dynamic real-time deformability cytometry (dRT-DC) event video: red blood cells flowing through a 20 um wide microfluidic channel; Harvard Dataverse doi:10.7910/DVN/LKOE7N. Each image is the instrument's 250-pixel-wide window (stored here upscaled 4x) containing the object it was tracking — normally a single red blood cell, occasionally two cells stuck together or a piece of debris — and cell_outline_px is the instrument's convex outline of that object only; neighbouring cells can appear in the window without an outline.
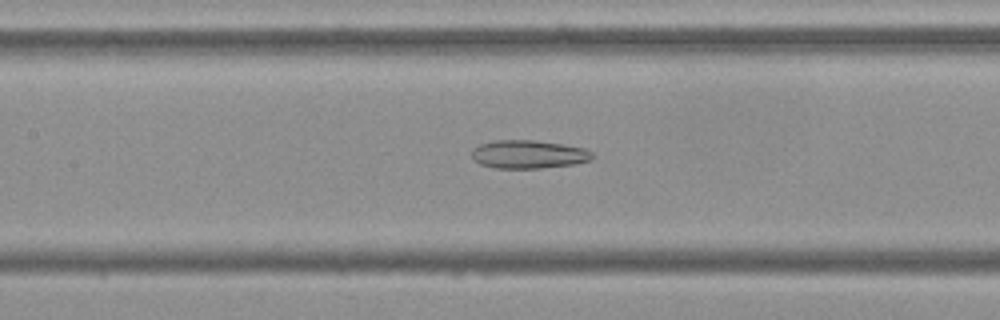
{"species": "Egyptian fruit bat (a non-hibernating species)", "species_latin": "Rousettus aegyptiacus", "temperature_condition": "cold", "stored_images_in_passage": 42, "camera_frame_rate_fps": 3000, "um_per_image_px": 0.085, "frame": {"image": 1, "passage_image": 12, "time_ms": 3.667, "image_size_px": [1000, 320], "cell_outline_px": [[596, 156], [592, 160], [576, 164], [540, 168], [496, 168], [480, 164], [472, 156], [472, 148], [480, 144], [492, 140], [536, 140], [584, 148], [592, 152]], "centroid_in_image_um": [44.95, 13.11], "position_along_channel_um": 162.5, "area_um2": 20.0}}
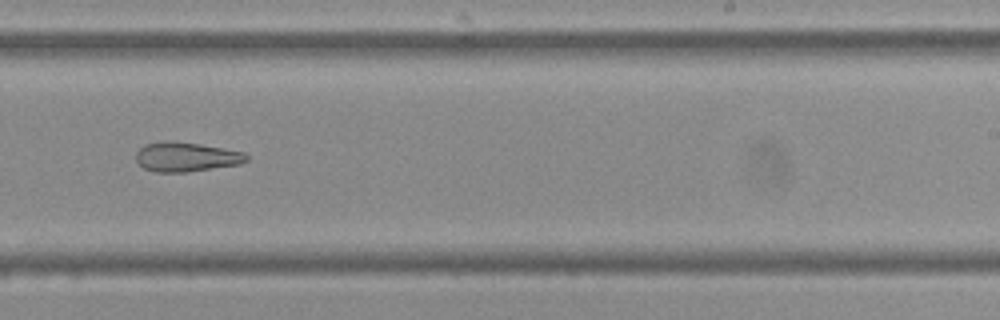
{"frame": {"image": 2, "passage_image": 21, "time_ms": 6.667, "image_size_px": [1000, 320], "cell_outline_px": [[248, 160], [240, 164], [188, 172], [156, 172], [144, 168], [136, 160], [136, 152], [144, 144], [168, 140], [172, 140], [200, 144], [244, 152], [248, 156]], "centroid_in_image_um": [15.81, 13.33], "position_along_channel_um": 273.2, "area_um2": 19.02}}
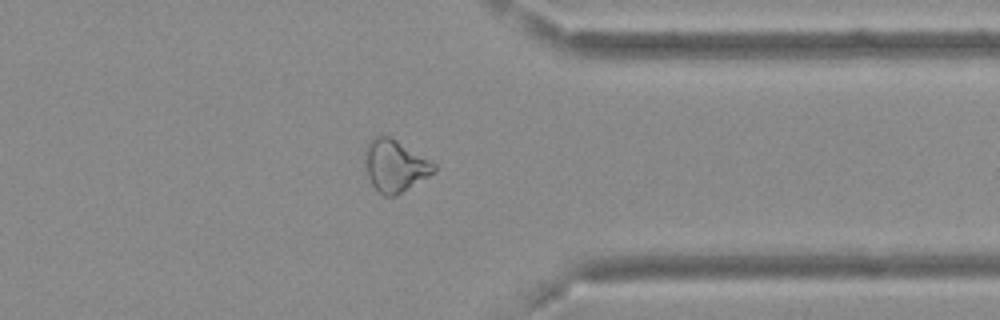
{"frame": {"image": 3, "passage_image": 30, "time_ms": 9.667, "image_size_px": [1000, 320], "cell_outline_px": [[436, 168], [428, 176], [396, 196], [384, 196], [372, 184], [364, 168], [364, 148], [376, 136], [388, 136], [396, 140], [432, 160], [436, 164]], "centroid_in_image_um": [33.55, 14.09], "position_along_channel_um": 377.8, "area_um2": 20.81}, "authors_computed_cell_mechanics": {"area_um2": 21.1259, "velocity_mm_per_s": 3.7012, "shape_relaxation_time_tau1_ms": null, "shape_relaxation_time_tau2_ms": 5.7394, "deformation_change_tau1": null, "deformation_change_tau2": 0.1651}}